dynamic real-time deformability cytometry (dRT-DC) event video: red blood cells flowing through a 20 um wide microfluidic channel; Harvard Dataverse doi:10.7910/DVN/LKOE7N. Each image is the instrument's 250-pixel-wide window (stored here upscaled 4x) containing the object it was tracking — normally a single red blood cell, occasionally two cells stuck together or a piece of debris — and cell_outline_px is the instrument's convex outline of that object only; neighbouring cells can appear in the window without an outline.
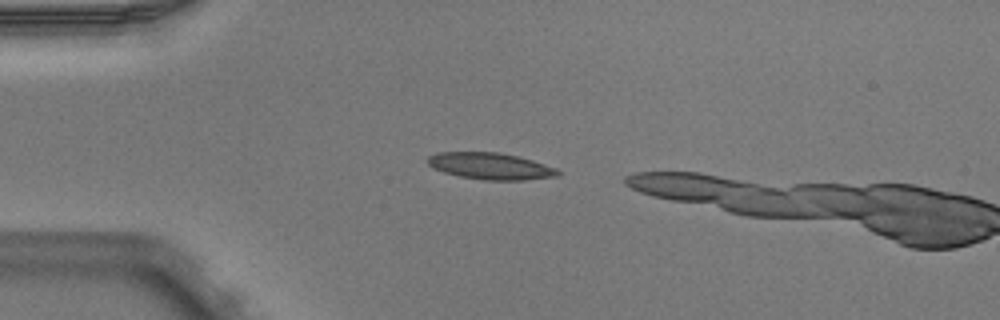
{"species": "Egyptian fruit bat (a non-hibernating species)", "species_latin": "Rousettus aegyptiacus", "temperature_condition": "warm", "stored_images_in_passage": 3, "camera_frame_rate_fps": 3000, "um_per_image_px": 0.085, "animal": {"sex": "male"}, "frame": {"image": 1, "passage_image": 2, "time_ms": 0.333, "image_size_px": [1000, 320], "cell_outline_px": [[560, 176], [524, 180], [484, 180], [460, 176], [444, 172], [432, 168], [428, 164], [428, 156], [436, 152], [500, 152], [520, 156], [556, 168], [560, 172]], "centroid_in_image_um": [41.7, 14.11], "position_along_channel_um": 43.3, "area_um2": 20.35}}